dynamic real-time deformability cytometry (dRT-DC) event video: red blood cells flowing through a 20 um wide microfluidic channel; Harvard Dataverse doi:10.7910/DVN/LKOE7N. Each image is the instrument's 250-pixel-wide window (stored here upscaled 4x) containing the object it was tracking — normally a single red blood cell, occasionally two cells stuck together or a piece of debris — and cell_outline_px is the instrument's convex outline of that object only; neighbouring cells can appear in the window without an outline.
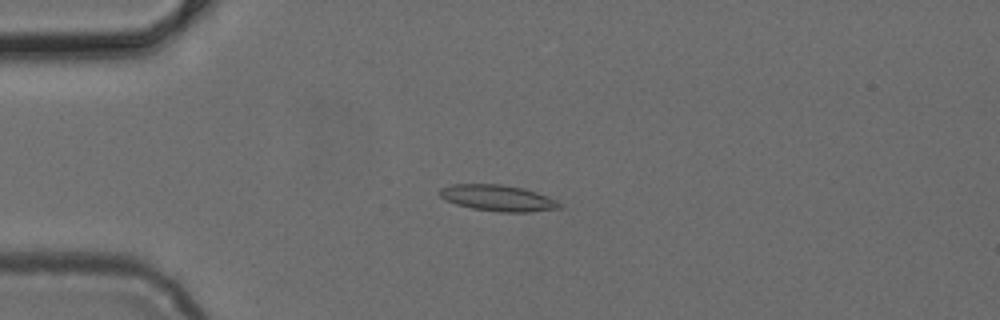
{"species": "common noctule bat (a hibernating species)", "species_latin": "Nyctalus noctula", "temperature_condition": "cold", "stored_images_in_passage": 45, "camera_frame_rate_fps": 3000, "um_per_image_px": 0.085, "animal": {"sex": "female", "body_mass_g": 24.6, "forearm_length_mm": 56.2}, "frame": {"image": 1, "passage_image": 8, "time_ms": 2.333, "image_size_px": [1000, 320], "cell_outline_px": [[560, 208], [528, 212], [500, 212], [472, 208], [456, 204], [444, 200], [440, 196], [440, 188], [452, 184], [500, 184], [524, 188], [548, 196], [556, 200], [560, 204]], "centroid_in_image_um": [42.3, 16.83], "position_along_channel_um": 42.7, "area_um2": 18.21}}
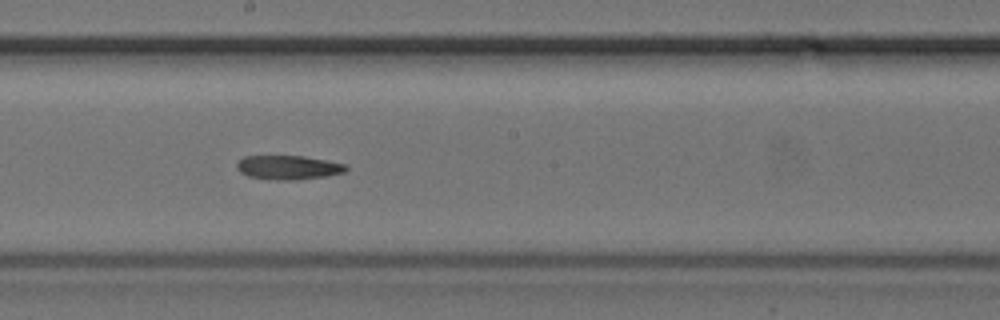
{"frame": {"image": 2, "passage_image": 23, "time_ms": 7.333, "image_size_px": [1000, 320], "cell_outline_px": [[348, 168], [344, 172], [324, 176], [296, 180], [276, 180], [248, 176], [240, 172], [236, 168], [236, 164], [244, 156], [304, 156], [348, 164]], "centroid_in_image_um": [24.51, 14.23], "position_along_channel_um": 223.7, "area_um2": 15.32}}
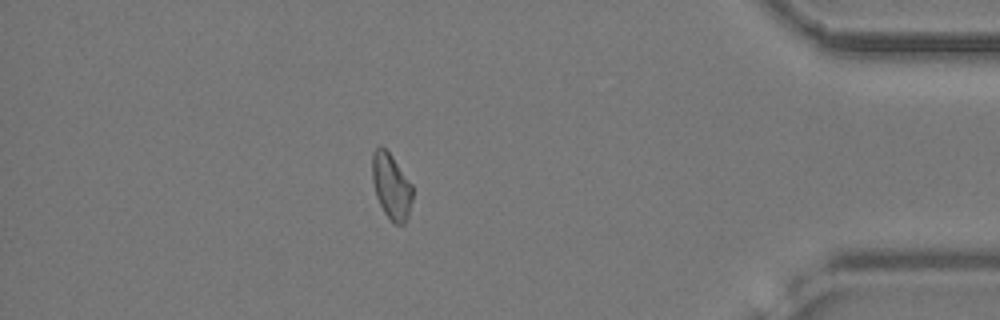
{"frame": {"image": 3, "passage_image": 39, "time_ms": 12.667, "image_size_px": [1000, 320], "cell_outline_px": [[412, 200], [408, 216], [404, 224], [392, 224], [384, 212], [376, 196], [372, 180], [372, 152], [380, 144], [392, 156], [412, 184]], "centroid_in_image_um": [33.25, 15.84], "position_along_channel_um": 402.0, "area_um2": 15.49}}